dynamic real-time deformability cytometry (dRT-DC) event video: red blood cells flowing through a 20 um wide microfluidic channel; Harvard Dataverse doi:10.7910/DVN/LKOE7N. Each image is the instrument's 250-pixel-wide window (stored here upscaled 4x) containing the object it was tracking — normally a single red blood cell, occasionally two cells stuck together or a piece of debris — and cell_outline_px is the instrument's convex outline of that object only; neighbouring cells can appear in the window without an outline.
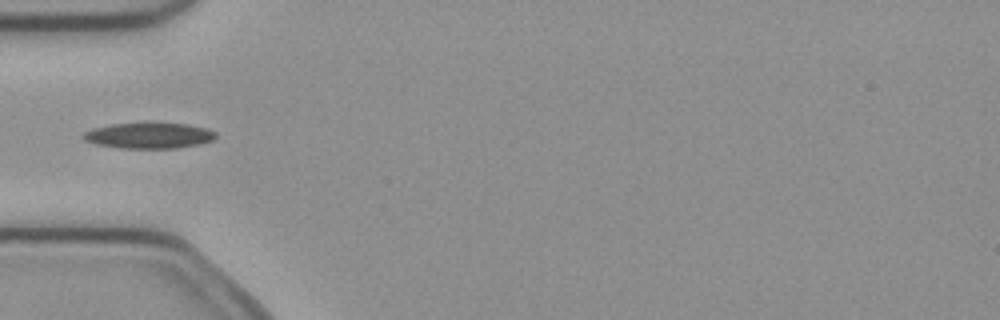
{"species": "common noctule bat (a hibernating species)", "species_latin": "Nyctalus noctula", "temperature_condition": "cold", "stored_images_in_passage": 5, "camera_frame_rate_fps": 3000, "um_per_image_px": 0.085, "animal": {"sex": "female", "body_mass_g": 21.9}, "frame": {"image": 1, "passage_image": 4, "time_ms": 1.0, "image_size_px": [1000, 320], "cell_outline_px": [[216, 136], [212, 140], [200, 144], [176, 148], [120, 148], [96, 144], [84, 140], [84, 132], [92, 128], [112, 124], [188, 124], [208, 128], [216, 132]], "centroid_in_image_um": [12.68, 11.53], "position_along_channel_um": 72.3, "area_um2": 19.59}}